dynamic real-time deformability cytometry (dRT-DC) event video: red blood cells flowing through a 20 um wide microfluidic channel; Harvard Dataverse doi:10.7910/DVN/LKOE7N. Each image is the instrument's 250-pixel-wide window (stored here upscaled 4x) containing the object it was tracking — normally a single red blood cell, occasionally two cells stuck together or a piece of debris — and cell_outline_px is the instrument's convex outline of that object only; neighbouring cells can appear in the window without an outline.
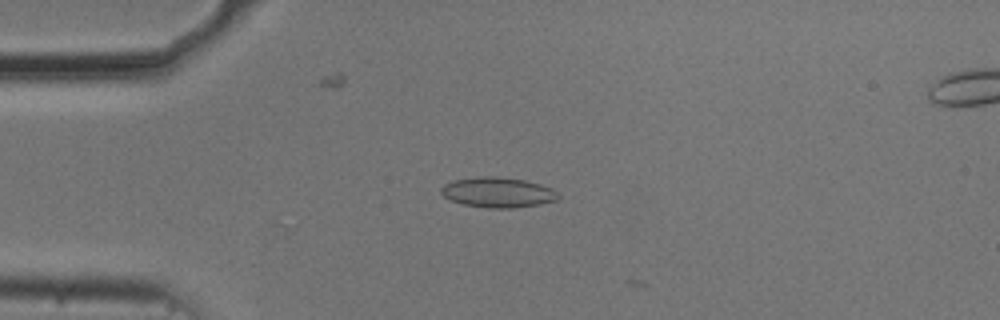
{"species": "common noctule bat (a hibernating species)", "species_latin": "Nyctalus noctula", "temperature_condition": "cold", "stored_images_in_passage": 4, "camera_frame_rate_fps": 3000, "um_per_image_px": 0.085, "animal": {"sex": "male", "body_mass_g": 20.5, "forearm_length_mm": 52.5}, "frame": {"image": 1, "passage_image": 3, "time_ms": 0.667, "image_size_px": [1000, 320], "cell_outline_px": [[560, 196], [556, 200], [540, 204], [516, 208], [488, 208], [464, 204], [452, 200], [444, 196], [440, 192], [440, 188], [444, 184], [452, 180], [480, 176], [496, 176], [524, 180], [540, 184], [552, 188]], "centroid_in_image_um": [42.31, 16.35], "position_along_channel_um": 42.7, "area_um2": 20.63}}